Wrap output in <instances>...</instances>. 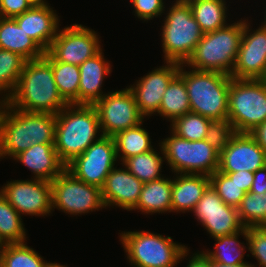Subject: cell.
I'll return each mask as SVG.
<instances>
[{
    "instance_id": "obj_1",
    "label": "cell",
    "mask_w": 266,
    "mask_h": 267,
    "mask_svg": "<svg viewBox=\"0 0 266 267\" xmlns=\"http://www.w3.org/2000/svg\"><path fill=\"white\" fill-rule=\"evenodd\" d=\"M7 103L18 110L50 114H57L68 105L57 90L51 60L45 54L26 61Z\"/></svg>"
},
{
    "instance_id": "obj_2",
    "label": "cell",
    "mask_w": 266,
    "mask_h": 267,
    "mask_svg": "<svg viewBox=\"0 0 266 267\" xmlns=\"http://www.w3.org/2000/svg\"><path fill=\"white\" fill-rule=\"evenodd\" d=\"M100 132L94 105L68 104L56 114L54 146L59 159L67 165L103 136Z\"/></svg>"
},
{
    "instance_id": "obj_3",
    "label": "cell",
    "mask_w": 266,
    "mask_h": 267,
    "mask_svg": "<svg viewBox=\"0 0 266 267\" xmlns=\"http://www.w3.org/2000/svg\"><path fill=\"white\" fill-rule=\"evenodd\" d=\"M56 114L27 112L5 101L0 159L14 158L35 144H54Z\"/></svg>"
},
{
    "instance_id": "obj_4",
    "label": "cell",
    "mask_w": 266,
    "mask_h": 267,
    "mask_svg": "<svg viewBox=\"0 0 266 267\" xmlns=\"http://www.w3.org/2000/svg\"><path fill=\"white\" fill-rule=\"evenodd\" d=\"M178 75L185 82L192 113L211 120L227 118L230 75L192 68L186 71L184 64H180Z\"/></svg>"
},
{
    "instance_id": "obj_5",
    "label": "cell",
    "mask_w": 266,
    "mask_h": 267,
    "mask_svg": "<svg viewBox=\"0 0 266 267\" xmlns=\"http://www.w3.org/2000/svg\"><path fill=\"white\" fill-rule=\"evenodd\" d=\"M244 28V19L218 30L204 33L192 56L184 63L188 68L230 75L234 68Z\"/></svg>"
},
{
    "instance_id": "obj_6",
    "label": "cell",
    "mask_w": 266,
    "mask_h": 267,
    "mask_svg": "<svg viewBox=\"0 0 266 267\" xmlns=\"http://www.w3.org/2000/svg\"><path fill=\"white\" fill-rule=\"evenodd\" d=\"M130 265L134 267H175L186 259L189 248L164 237L146 231H128L120 233Z\"/></svg>"
},
{
    "instance_id": "obj_7",
    "label": "cell",
    "mask_w": 266,
    "mask_h": 267,
    "mask_svg": "<svg viewBox=\"0 0 266 267\" xmlns=\"http://www.w3.org/2000/svg\"><path fill=\"white\" fill-rule=\"evenodd\" d=\"M175 1L164 17L161 42L165 62L184 64L192 56L204 33L189 3L185 0Z\"/></svg>"
},
{
    "instance_id": "obj_8",
    "label": "cell",
    "mask_w": 266,
    "mask_h": 267,
    "mask_svg": "<svg viewBox=\"0 0 266 267\" xmlns=\"http://www.w3.org/2000/svg\"><path fill=\"white\" fill-rule=\"evenodd\" d=\"M236 133H250L266 121V82L232 78L229 85L228 116Z\"/></svg>"
},
{
    "instance_id": "obj_9",
    "label": "cell",
    "mask_w": 266,
    "mask_h": 267,
    "mask_svg": "<svg viewBox=\"0 0 266 267\" xmlns=\"http://www.w3.org/2000/svg\"><path fill=\"white\" fill-rule=\"evenodd\" d=\"M172 135L160 141L164 159L176 174H202L210 176L219 167L220 153L205 139L189 141Z\"/></svg>"
},
{
    "instance_id": "obj_10",
    "label": "cell",
    "mask_w": 266,
    "mask_h": 267,
    "mask_svg": "<svg viewBox=\"0 0 266 267\" xmlns=\"http://www.w3.org/2000/svg\"><path fill=\"white\" fill-rule=\"evenodd\" d=\"M52 208L70 215H82L105 208L101 189L77 179L65 169L53 181Z\"/></svg>"
},
{
    "instance_id": "obj_11",
    "label": "cell",
    "mask_w": 266,
    "mask_h": 267,
    "mask_svg": "<svg viewBox=\"0 0 266 267\" xmlns=\"http://www.w3.org/2000/svg\"><path fill=\"white\" fill-rule=\"evenodd\" d=\"M59 28L45 55L51 61L81 65L102 48L97 33L81 24Z\"/></svg>"
},
{
    "instance_id": "obj_12",
    "label": "cell",
    "mask_w": 266,
    "mask_h": 267,
    "mask_svg": "<svg viewBox=\"0 0 266 267\" xmlns=\"http://www.w3.org/2000/svg\"><path fill=\"white\" fill-rule=\"evenodd\" d=\"M101 134L113 137L116 133L143 123L133 92L129 88L106 93L94 104Z\"/></svg>"
},
{
    "instance_id": "obj_13",
    "label": "cell",
    "mask_w": 266,
    "mask_h": 267,
    "mask_svg": "<svg viewBox=\"0 0 266 267\" xmlns=\"http://www.w3.org/2000/svg\"><path fill=\"white\" fill-rule=\"evenodd\" d=\"M116 160L113 137L103 135L68 163L66 169L77 179L101 189Z\"/></svg>"
},
{
    "instance_id": "obj_14",
    "label": "cell",
    "mask_w": 266,
    "mask_h": 267,
    "mask_svg": "<svg viewBox=\"0 0 266 267\" xmlns=\"http://www.w3.org/2000/svg\"><path fill=\"white\" fill-rule=\"evenodd\" d=\"M31 179L6 182L0 193L20 215H50L53 210L51 182Z\"/></svg>"
},
{
    "instance_id": "obj_15",
    "label": "cell",
    "mask_w": 266,
    "mask_h": 267,
    "mask_svg": "<svg viewBox=\"0 0 266 267\" xmlns=\"http://www.w3.org/2000/svg\"><path fill=\"white\" fill-rule=\"evenodd\" d=\"M192 212L212 238L236 233L244 227L237 208L225 204L211 185Z\"/></svg>"
},
{
    "instance_id": "obj_16",
    "label": "cell",
    "mask_w": 266,
    "mask_h": 267,
    "mask_svg": "<svg viewBox=\"0 0 266 267\" xmlns=\"http://www.w3.org/2000/svg\"><path fill=\"white\" fill-rule=\"evenodd\" d=\"M249 26L252 27L245 19L232 78L261 79L266 70V29L260 26L252 31Z\"/></svg>"
},
{
    "instance_id": "obj_17",
    "label": "cell",
    "mask_w": 266,
    "mask_h": 267,
    "mask_svg": "<svg viewBox=\"0 0 266 267\" xmlns=\"http://www.w3.org/2000/svg\"><path fill=\"white\" fill-rule=\"evenodd\" d=\"M165 63L164 66H159L137 80L136 85L128 87L133 92L138 109L144 117L159 112L163 94L168 84L178 74L180 63L167 61Z\"/></svg>"
},
{
    "instance_id": "obj_18",
    "label": "cell",
    "mask_w": 266,
    "mask_h": 267,
    "mask_svg": "<svg viewBox=\"0 0 266 267\" xmlns=\"http://www.w3.org/2000/svg\"><path fill=\"white\" fill-rule=\"evenodd\" d=\"M266 165V152L250 133H236L219 155L222 173L255 172Z\"/></svg>"
},
{
    "instance_id": "obj_19",
    "label": "cell",
    "mask_w": 266,
    "mask_h": 267,
    "mask_svg": "<svg viewBox=\"0 0 266 267\" xmlns=\"http://www.w3.org/2000/svg\"><path fill=\"white\" fill-rule=\"evenodd\" d=\"M143 184L125 166L124 169L114 167L101 188L105 208L113 205L132 211L137 205Z\"/></svg>"
},
{
    "instance_id": "obj_20",
    "label": "cell",
    "mask_w": 266,
    "mask_h": 267,
    "mask_svg": "<svg viewBox=\"0 0 266 267\" xmlns=\"http://www.w3.org/2000/svg\"><path fill=\"white\" fill-rule=\"evenodd\" d=\"M50 6H33L13 17L20 29L35 41L45 52L56 37L59 29V16Z\"/></svg>"
},
{
    "instance_id": "obj_21",
    "label": "cell",
    "mask_w": 266,
    "mask_h": 267,
    "mask_svg": "<svg viewBox=\"0 0 266 267\" xmlns=\"http://www.w3.org/2000/svg\"><path fill=\"white\" fill-rule=\"evenodd\" d=\"M101 49L96 55L79 65L80 82L78 104L94 105L105 93L101 90L106 75L111 74L110 61L105 60Z\"/></svg>"
},
{
    "instance_id": "obj_22",
    "label": "cell",
    "mask_w": 266,
    "mask_h": 267,
    "mask_svg": "<svg viewBox=\"0 0 266 267\" xmlns=\"http://www.w3.org/2000/svg\"><path fill=\"white\" fill-rule=\"evenodd\" d=\"M12 159L30 169L35 175L33 178L49 182L66 169V165L58 157L54 144L31 145Z\"/></svg>"
},
{
    "instance_id": "obj_23",
    "label": "cell",
    "mask_w": 266,
    "mask_h": 267,
    "mask_svg": "<svg viewBox=\"0 0 266 267\" xmlns=\"http://www.w3.org/2000/svg\"><path fill=\"white\" fill-rule=\"evenodd\" d=\"M172 179L171 212L193 211L210 186V176L202 174H175Z\"/></svg>"
},
{
    "instance_id": "obj_24",
    "label": "cell",
    "mask_w": 266,
    "mask_h": 267,
    "mask_svg": "<svg viewBox=\"0 0 266 267\" xmlns=\"http://www.w3.org/2000/svg\"><path fill=\"white\" fill-rule=\"evenodd\" d=\"M0 49L15 52L27 61L41 58L45 54L13 18L0 17Z\"/></svg>"
},
{
    "instance_id": "obj_25",
    "label": "cell",
    "mask_w": 266,
    "mask_h": 267,
    "mask_svg": "<svg viewBox=\"0 0 266 267\" xmlns=\"http://www.w3.org/2000/svg\"><path fill=\"white\" fill-rule=\"evenodd\" d=\"M172 180L160 178L144 183L137 205L132 210L145 214L171 212Z\"/></svg>"
},
{
    "instance_id": "obj_26",
    "label": "cell",
    "mask_w": 266,
    "mask_h": 267,
    "mask_svg": "<svg viewBox=\"0 0 266 267\" xmlns=\"http://www.w3.org/2000/svg\"><path fill=\"white\" fill-rule=\"evenodd\" d=\"M242 235L245 240L248 236V228L243 227L241 230L230 235L219 236L214 238L215 250L202 251L212 262H217L225 265H237L240 263H249L244 261V253L246 252L245 243H241L238 237ZM242 244V245H241ZM245 246H244V245Z\"/></svg>"
},
{
    "instance_id": "obj_27",
    "label": "cell",
    "mask_w": 266,
    "mask_h": 267,
    "mask_svg": "<svg viewBox=\"0 0 266 267\" xmlns=\"http://www.w3.org/2000/svg\"><path fill=\"white\" fill-rule=\"evenodd\" d=\"M203 33L226 26L227 6L225 0H186Z\"/></svg>"
},
{
    "instance_id": "obj_28",
    "label": "cell",
    "mask_w": 266,
    "mask_h": 267,
    "mask_svg": "<svg viewBox=\"0 0 266 267\" xmlns=\"http://www.w3.org/2000/svg\"><path fill=\"white\" fill-rule=\"evenodd\" d=\"M190 101L184 80L177 74L163 94L158 114L172 123L176 118L189 113Z\"/></svg>"
},
{
    "instance_id": "obj_29",
    "label": "cell",
    "mask_w": 266,
    "mask_h": 267,
    "mask_svg": "<svg viewBox=\"0 0 266 267\" xmlns=\"http://www.w3.org/2000/svg\"><path fill=\"white\" fill-rule=\"evenodd\" d=\"M141 125L143 124L140 123L113 136L117 158L121 159L122 162L125 159L154 149L151 145L152 141L149 133Z\"/></svg>"
},
{
    "instance_id": "obj_30",
    "label": "cell",
    "mask_w": 266,
    "mask_h": 267,
    "mask_svg": "<svg viewBox=\"0 0 266 267\" xmlns=\"http://www.w3.org/2000/svg\"><path fill=\"white\" fill-rule=\"evenodd\" d=\"M159 146L161 150L160 152L163 155L162 157L159 156L160 152L158 154L155 149H152L151 151H147L125 159L121 163L124 164L122 166H125L131 174H133L143 183L163 178L160 172H162L161 168L163 167L162 164L165 159L163 160L164 152L160 143Z\"/></svg>"
},
{
    "instance_id": "obj_31",
    "label": "cell",
    "mask_w": 266,
    "mask_h": 267,
    "mask_svg": "<svg viewBox=\"0 0 266 267\" xmlns=\"http://www.w3.org/2000/svg\"><path fill=\"white\" fill-rule=\"evenodd\" d=\"M21 217L17 210L0 193V242L3 245L26 241V229Z\"/></svg>"
},
{
    "instance_id": "obj_32",
    "label": "cell",
    "mask_w": 266,
    "mask_h": 267,
    "mask_svg": "<svg viewBox=\"0 0 266 267\" xmlns=\"http://www.w3.org/2000/svg\"><path fill=\"white\" fill-rule=\"evenodd\" d=\"M27 242L5 244L0 247V267H48L38 252L26 245Z\"/></svg>"
},
{
    "instance_id": "obj_33",
    "label": "cell",
    "mask_w": 266,
    "mask_h": 267,
    "mask_svg": "<svg viewBox=\"0 0 266 267\" xmlns=\"http://www.w3.org/2000/svg\"><path fill=\"white\" fill-rule=\"evenodd\" d=\"M51 67L60 96L67 104H78L79 66L51 61Z\"/></svg>"
},
{
    "instance_id": "obj_34",
    "label": "cell",
    "mask_w": 266,
    "mask_h": 267,
    "mask_svg": "<svg viewBox=\"0 0 266 267\" xmlns=\"http://www.w3.org/2000/svg\"><path fill=\"white\" fill-rule=\"evenodd\" d=\"M26 61L15 52L0 49V93H4L0 100L7 101L11 97Z\"/></svg>"
},
{
    "instance_id": "obj_35",
    "label": "cell",
    "mask_w": 266,
    "mask_h": 267,
    "mask_svg": "<svg viewBox=\"0 0 266 267\" xmlns=\"http://www.w3.org/2000/svg\"><path fill=\"white\" fill-rule=\"evenodd\" d=\"M237 210L244 227H266V192H247Z\"/></svg>"
},
{
    "instance_id": "obj_36",
    "label": "cell",
    "mask_w": 266,
    "mask_h": 267,
    "mask_svg": "<svg viewBox=\"0 0 266 267\" xmlns=\"http://www.w3.org/2000/svg\"><path fill=\"white\" fill-rule=\"evenodd\" d=\"M211 119L196 113H186L170 124V130L189 141L203 140L206 137Z\"/></svg>"
},
{
    "instance_id": "obj_37",
    "label": "cell",
    "mask_w": 266,
    "mask_h": 267,
    "mask_svg": "<svg viewBox=\"0 0 266 267\" xmlns=\"http://www.w3.org/2000/svg\"><path fill=\"white\" fill-rule=\"evenodd\" d=\"M210 185L217 192L223 202L238 208L246 192L238 186L234 179H230L225 173L216 170L210 175Z\"/></svg>"
},
{
    "instance_id": "obj_38",
    "label": "cell",
    "mask_w": 266,
    "mask_h": 267,
    "mask_svg": "<svg viewBox=\"0 0 266 267\" xmlns=\"http://www.w3.org/2000/svg\"><path fill=\"white\" fill-rule=\"evenodd\" d=\"M236 131L228 118L211 120L205 140L219 153L229 144Z\"/></svg>"
},
{
    "instance_id": "obj_39",
    "label": "cell",
    "mask_w": 266,
    "mask_h": 267,
    "mask_svg": "<svg viewBox=\"0 0 266 267\" xmlns=\"http://www.w3.org/2000/svg\"><path fill=\"white\" fill-rule=\"evenodd\" d=\"M247 250L258 261V265L266 267V227L248 228L246 240Z\"/></svg>"
},
{
    "instance_id": "obj_40",
    "label": "cell",
    "mask_w": 266,
    "mask_h": 267,
    "mask_svg": "<svg viewBox=\"0 0 266 267\" xmlns=\"http://www.w3.org/2000/svg\"><path fill=\"white\" fill-rule=\"evenodd\" d=\"M135 9V16L140 20L148 21L154 17L162 16L165 11L163 0H130Z\"/></svg>"
},
{
    "instance_id": "obj_41",
    "label": "cell",
    "mask_w": 266,
    "mask_h": 267,
    "mask_svg": "<svg viewBox=\"0 0 266 267\" xmlns=\"http://www.w3.org/2000/svg\"><path fill=\"white\" fill-rule=\"evenodd\" d=\"M31 7L28 0H0V17L13 18Z\"/></svg>"
},
{
    "instance_id": "obj_42",
    "label": "cell",
    "mask_w": 266,
    "mask_h": 267,
    "mask_svg": "<svg viewBox=\"0 0 266 267\" xmlns=\"http://www.w3.org/2000/svg\"><path fill=\"white\" fill-rule=\"evenodd\" d=\"M230 179H234L236 184L247 193L250 191L254 179V172L237 171L234 173H225Z\"/></svg>"
},
{
    "instance_id": "obj_43",
    "label": "cell",
    "mask_w": 266,
    "mask_h": 267,
    "mask_svg": "<svg viewBox=\"0 0 266 267\" xmlns=\"http://www.w3.org/2000/svg\"><path fill=\"white\" fill-rule=\"evenodd\" d=\"M249 192L257 194L266 192V165L254 172V179Z\"/></svg>"
},
{
    "instance_id": "obj_44",
    "label": "cell",
    "mask_w": 266,
    "mask_h": 267,
    "mask_svg": "<svg viewBox=\"0 0 266 267\" xmlns=\"http://www.w3.org/2000/svg\"><path fill=\"white\" fill-rule=\"evenodd\" d=\"M186 267H211L210 259L202 252H195Z\"/></svg>"
},
{
    "instance_id": "obj_45",
    "label": "cell",
    "mask_w": 266,
    "mask_h": 267,
    "mask_svg": "<svg viewBox=\"0 0 266 267\" xmlns=\"http://www.w3.org/2000/svg\"><path fill=\"white\" fill-rule=\"evenodd\" d=\"M250 134L266 152V121L258 125L253 131L250 132Z\"/></svg>"
},
{
    "instance_id": "obj_46",
    "label": "cell",
    "mask_w": 266,
    "mask_h": 267,
    "mask_svg": "<svg viewBox=\"0 0 266 267\" xmlns=\"http://www.w3.org/2000/svg\"><path fill=\"white\" fill-rule=\"evenodd\" d=\"M211 267H257V265L255 266L254 264L252 265L250 263H240L237 265H225V264L211 261Z\"/></svg>"
},
{
    "instance_id": "obj_47",
    "label": "cell",
    "mask_w": 266,
    "mask_h": 267,
    "mask_svg": "<svg viewBox=\"0 0 266 267\" xmlns=\"http://www.w3.org/2000/svg\"><path fill=\"white\" fill-rule=\"evenodd\" d=\"M5 112V101L0 100V146H1V134H2V122Z\"/></svg>"
},
{
    "instance_id": "obj_48",
    "label": "cell",
    "mask_w": 266,
    "mask_h": 267,
    "mask_svg": "<svg viewBox=\"0 0 266 267\" xmlns=\"http://www.w3.org/2000/svg\"><path fill=\"white\" fill-rule=\"evenodd\" d=\"M28 2L31 4V6H49L47 1L45 0H28Z\"/></svg>"
},
{
    "instance_id": "obj_49",
    "label": "cell",
    "mask_w": 266,
    "mask_h": 267,
    "mask_svg": "<svg viewBox=\"0 0 266 267\" xmlns=\"http://www.w3.org/2000/svg\"><path fill=\"white\" fill-rule=\"evenodd\" d=\"M48 267H67V266H65V265H60L59 263L57 264V263H52V262H50V264H49V266Z\"/></svg>"
},
{
    "instance_id": "obj_50",
    "label": "cell",
    "mask_w": 266,
    "mask_h": 267,
    "mask_svg": "<svg viewBox=\"0 0 266 267\" xmlns=\"http://www.w3.org/2000/svg\"><path fill=\"white\" fill-rule=\"evenodd\" d=\"M265 13H266V9H265ZM262 27L266 29V14L264 16V21L262 22Z\"/></svg>"
},
{
    "instance_id": "obj_51",
    "label": "cell",
    "mask_w": 266,
    "mask_h": 267,
    "mask_svg": "<svg viewBox=\"0 0 266 267\" xmlns=\"http://www.w3.org/2000/svg\"><path fill=\"white\" fill-rule=\"evenodd\" d=\"M261 80H263L264 82H266V70H265V73H264L263 77L261 78Z\"/></svg>"
}]
</instances>
